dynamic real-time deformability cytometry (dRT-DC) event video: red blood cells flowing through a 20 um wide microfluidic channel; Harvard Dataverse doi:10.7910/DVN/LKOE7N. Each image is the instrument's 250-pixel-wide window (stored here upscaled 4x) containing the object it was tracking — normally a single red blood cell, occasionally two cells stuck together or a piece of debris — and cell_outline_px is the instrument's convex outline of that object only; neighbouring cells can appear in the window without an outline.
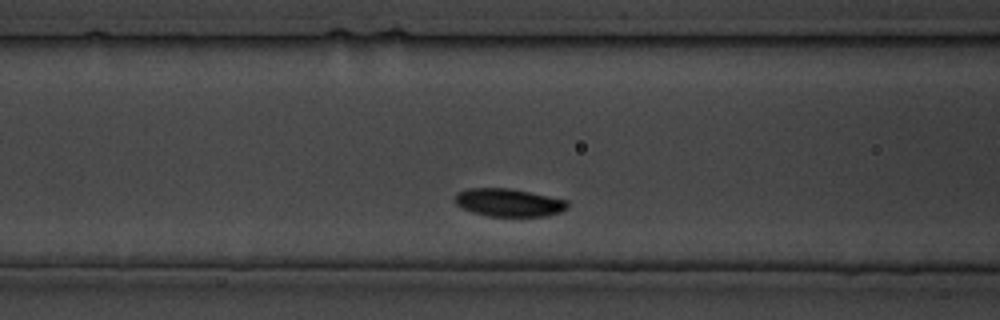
{"species": "common noctule bat (a hibernating species)", "species_latin": "Nyctalus noctula", "temperature_condition": "cold", "stored_images_in_passage": 6, "camera_frame_rate_fps": 3000, "um_per_image_px": 0.085, "animal": {"sex": "male", "body_mass_g": 19.5, "forearm_length_mm": 54.6}, "frame": {"image": 1, "passage_image": 5, "time_ms": 4.667, "image_size_px": [1000, 320], "cell_outline_px": [[568, 208], [560, 212], [544, 216], [488, 216], [472, 212], [460, 208], [456, 204], [456, 192], [464, 188], [508, 188], [568, 200]], "centroid_in_image_um": [43.21, 17.21], "position_along_channel_um": 123.4, "area_um2": 18.32}}